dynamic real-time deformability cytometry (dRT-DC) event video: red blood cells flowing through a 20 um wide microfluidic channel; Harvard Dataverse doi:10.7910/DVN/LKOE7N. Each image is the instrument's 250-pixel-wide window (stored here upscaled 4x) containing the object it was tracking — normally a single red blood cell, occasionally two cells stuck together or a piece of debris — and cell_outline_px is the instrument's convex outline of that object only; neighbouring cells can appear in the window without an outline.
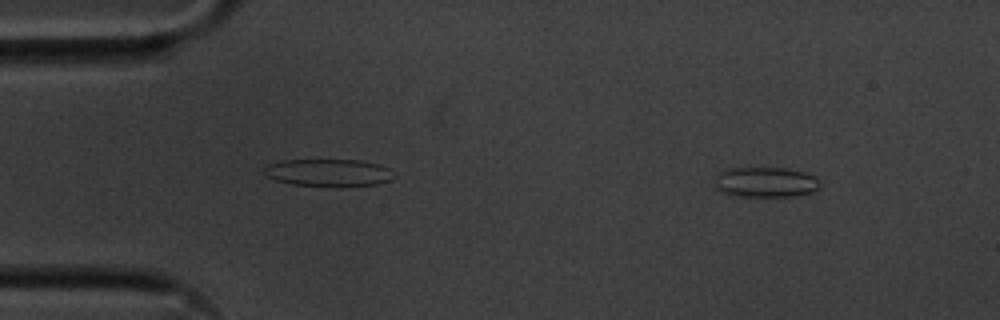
{"species": "common noctule bat (a hibernating species)", "species_latin": "Nyctalus noctula", "temperature_condition": "cold", "stored_images_in_passage": 55, "camera_frame_rate_fps": 3000, "um_per_image_px": 0.085, "animal": {"sex": "male", "body_mass_g": 20.1, "forearm_length_mm": 53.5}, "frame": {"image": 1, "passage_image": 6, "time_ms": 1.667, "image_size_px": [1000, 320], "cell_outline_px": [[820, 188], [812, 192], [796, 196], [740, 196], [720, 192], [712, 184], [716, 176], [720, 172], [728, 168], [788, 168], [804, 172], [820, 180]], "centroid_in_image_um": [65.06, 15.48], "position_along_channel_um": 19.9, "area_um2": 18.73}}
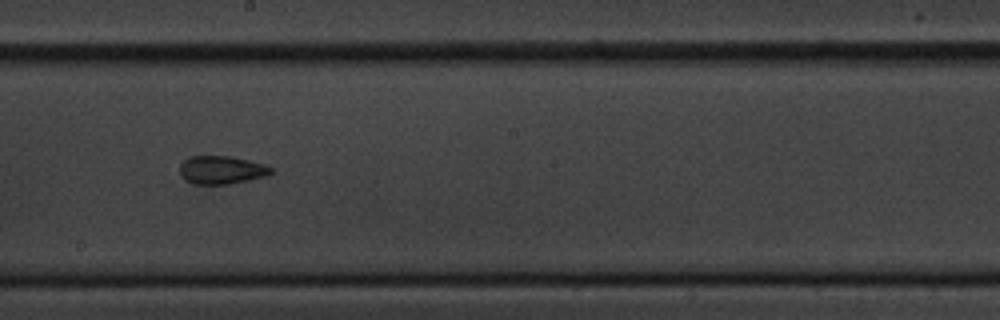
{"frame": {"image": 2, "passage_image": 30, "time_ms": 9.667, "image_size_px": [1000, 320], "cell_outline_px": [[272, 172], [264, 176], [248, 180], [228, 184], [192, 184], [184, 180], [180, 176], [180, 164], [188, 156], [232, 156], [264, 164], [272, 168]], "centroid_in_image_um": [18.77, 14.44], "position_along_channel_um": 229.4, "area_um2": 15.03}}
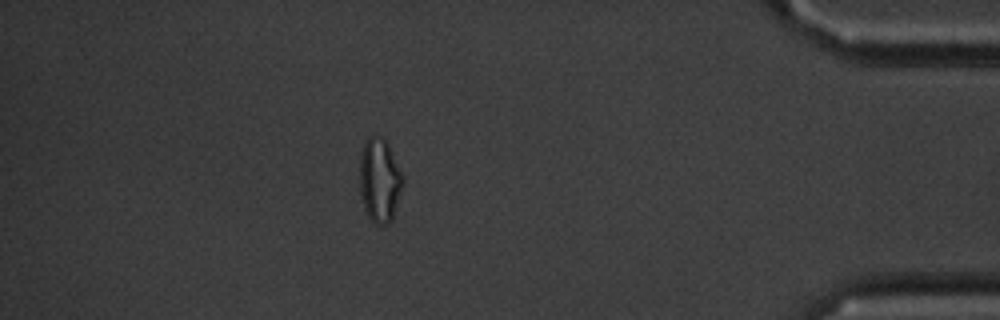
{"frame": {"image": 3, "passage_image": 48, "time_ms": 15.667, "image_size_px": [1000, 320], "cell_outline_px": [[404, 184], [392, 220], [388, 224], [376, 224], [368, 216], [364, 208], [360, 192], [360, 156], [364, 144], [368, 136], [384, 136], [404, 176]], "centroid_in_image_um": [32.29, 15.31], "position_along_channel_um": 402.9, "area_um2": 21.33}, "authors_computed_cell_mechanics": {"area_um2": 16.5308, "velocity_mm_per_s": 3.615, "shape_relaxation_time_tau1_ms": null, "shape_relaxation_time_tau2_ms": 3.8184, "deformation_change_tau1": null, "deformation_change_tau2": 0.114}}